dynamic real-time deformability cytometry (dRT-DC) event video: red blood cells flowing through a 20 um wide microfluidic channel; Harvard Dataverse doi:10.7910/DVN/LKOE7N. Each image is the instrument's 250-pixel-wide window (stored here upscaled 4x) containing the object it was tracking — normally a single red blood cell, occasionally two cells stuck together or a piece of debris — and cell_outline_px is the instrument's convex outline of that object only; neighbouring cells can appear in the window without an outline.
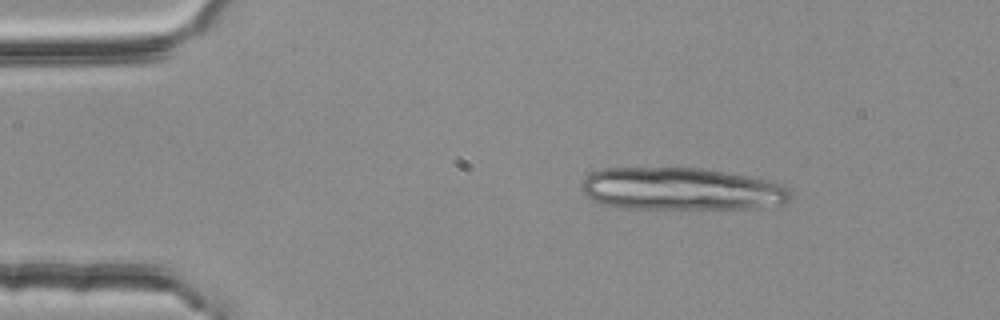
{"species": "common noctule bat (a hibernating species)", "species_latin": "Nyctalus noctula", "temperature_condition": "room temperature", "stored_images_in_passage": 3, "camera_frame_rate_fps": 3000, "um_per_image_px": 0.085, "animal": {"sex": "female", "body_mass_g": 25.1}, "frame": {"image": 1, "passage_image": 1, "time_ms": 0.0, "image_size_px": [1000, 320], "cell_outline_px": [[792, 196], [788, 208], [620, 208], [600, 204], [592, 200], [580, 188], [580, 184], [592, 172], [604, 168], [700, 168], [724, 172], [784, 184], [792, 192]], "centroid_in_image_um": [58.01, 16.09], "position_along_channel_um": 27.0, "area_um2": 52.37}}